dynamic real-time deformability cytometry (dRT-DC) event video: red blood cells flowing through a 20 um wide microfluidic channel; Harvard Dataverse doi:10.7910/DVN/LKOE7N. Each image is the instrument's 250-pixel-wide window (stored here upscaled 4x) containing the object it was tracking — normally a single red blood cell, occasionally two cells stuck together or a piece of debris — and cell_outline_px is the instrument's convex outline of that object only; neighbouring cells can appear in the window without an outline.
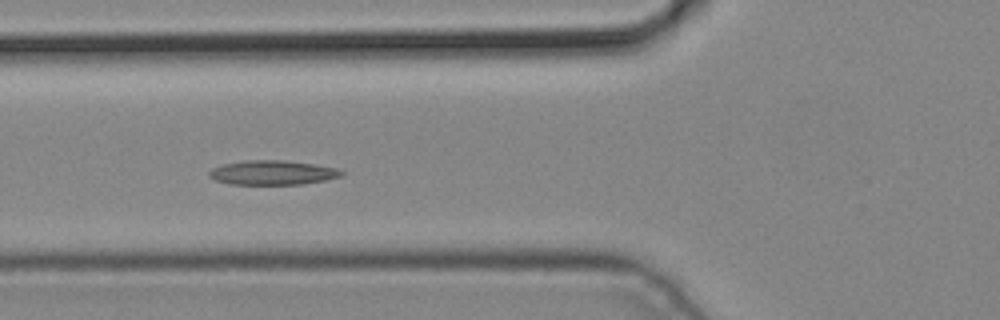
{"species": "common noctule bat (a hibernating species)", "species_latin": "Nyctalus noctula", "temperature_condition": "cold", "stored_images_in_passage": 7, "camera_frame_rate_fps": 3000, "um_per_image_px": 0.085, "animal": {"sex": "male", "body_mass_g": 19.2, "forearm_length_mm": 51.8}, "frame": {"image": 1, "passage_image": 7, "time_ms": 2.0, "image_size_px": [1000, 320], "cell_outline_px": [[344, 176], [324, 180], [300, 184], [232, 184], [216, 180], [208, 176], [208, 172], [212, 168], [224, 164], [244, 160], [284, 160], [312, 164], [336, 168], [344, 172]], "centroid_in_image_um": [23.16, 14.67], "position_along_channel_um": 102.6, "area_um2": 18.67}}